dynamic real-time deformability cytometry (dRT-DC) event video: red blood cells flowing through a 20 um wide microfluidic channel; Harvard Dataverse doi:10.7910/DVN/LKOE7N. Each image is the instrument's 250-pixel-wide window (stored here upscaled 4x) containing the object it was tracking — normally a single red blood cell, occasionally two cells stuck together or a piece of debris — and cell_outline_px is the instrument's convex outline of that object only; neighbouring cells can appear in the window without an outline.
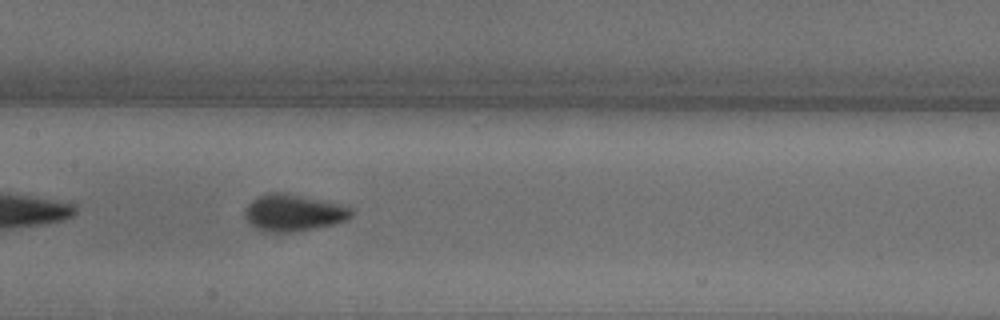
{"species": "common noctule bat (a hibernating species)", "species_latin": "Nyctalus noctula", "temperature_condition": "warm", "stored_images_in_passage": 40, "camera_frame_rate_fps": 3000, "um_per_image_px": 0.085, "animal": {"sex": "male", "body_mass_g": 18.8}, "frame": {"image": 1, "passage_image": 12, "time_ms": 3.667, "image_size_px": [1000, 320], "cell_outline_px": [[352, 216], [348, 220], [316, 228], [292, 232], [264, 232], [252, 228], [248, 224], [244, 216], [244, 212], [248, 204], [252, 200], [268, 192], [284, 192], [348, 204], [352, 208]], "centroid_in_image_um": [24.96, 18.08], "position_along_channel_um": 182.4, "area_um2": 23.52}}
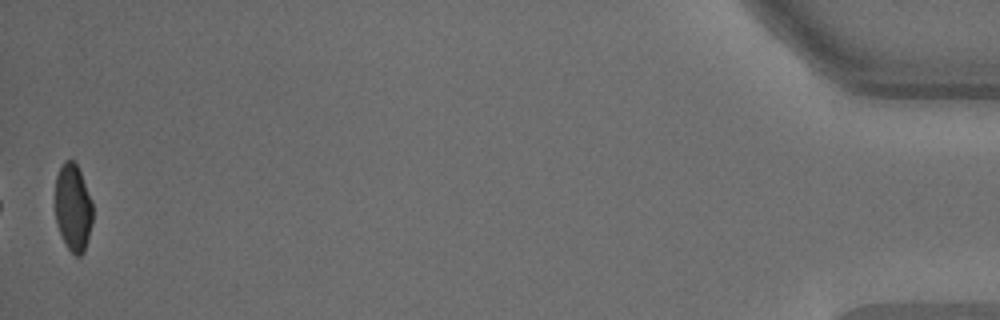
{"frame": {"image": 2, "passage_image": 40, "time_ms": 13.0, "image_size_px": [1000, 320], "cell_outline_px": [[92, 224], [84, 252], [80, 256], [76, 256], [68, 248], [60, 232], [56, 220], [56, 176], [64, 160], [72, 160], [76, 164], [80, 172], [92, 200]], "centroid_in_image_um": [6.22, 17.64], "position_along_channel_um": 429.0, "area_um2": 18.84}, "authors_computed_cell_mechanics": {"area_um2": 21.4438, "velocity_mm_per_s": 3.6542, "shape_relaxation_time_tau1_ms": 3.0376, "shape_relaxation_time_tau2_ms": null, "deformation_change_tau1": 0.1131, "deformation_change_tau2": null}}